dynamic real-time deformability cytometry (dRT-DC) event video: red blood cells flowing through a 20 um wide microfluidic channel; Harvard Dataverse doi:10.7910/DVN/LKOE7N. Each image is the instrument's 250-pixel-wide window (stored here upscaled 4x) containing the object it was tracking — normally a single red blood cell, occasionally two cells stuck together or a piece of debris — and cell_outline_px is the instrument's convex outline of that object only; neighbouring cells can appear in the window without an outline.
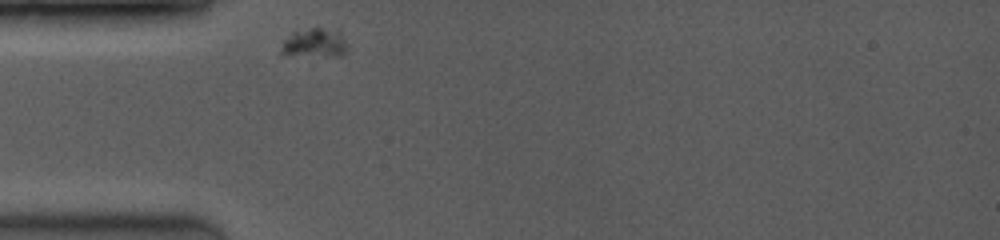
{"species": "common noctule bat (a hibernating species)", "species_latin": "Nyctalus noctula", "temperature_condition": "room temperature", "stored_images_in_passage": 5, "camera_frame_rate_fps": 3500, "um_per_image_px": 0.085, "animal": {"sex": "female", "body_mass_g": 19.0, "forearm_length_mm": 53.3}, "frame": {"image": 1, "passage_image": 1, "time_ms": 0.0, "image_size_px": [1000, 240], "cell_outline_px": [[348, 48], [344, 56], [280, 56], [280, 52], [284, 40], [292, 32], [312, 28], [320, 28], [340, 36], [344, 40]], "centroid_in_image_um": [26.66, 3.73], "position_along_channel_um": 58.3, "area_um2": 11.04}}
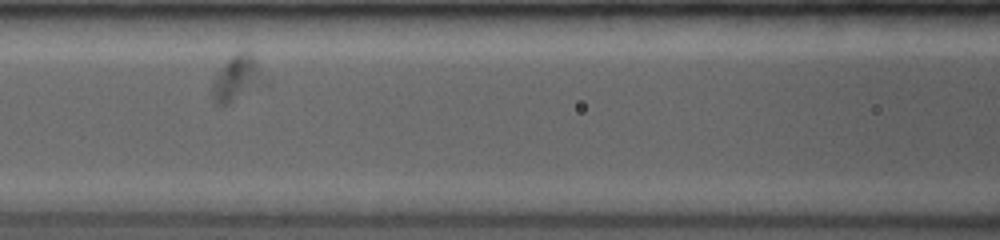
{"frame": {"image": 2, "passage_image": 4, "time_ms": 2.571, "image_size_px": [1000, 240], "cell_outline_px": [[256, 68], [252, 76], [232, 100], [228, 104], [216, 104], [212, 92], [212, 80], [216, 72], [236, 52], [244, 48], [248, 48], [256, 64]], "centroid_in_image_um": [19.8, 6.5], "position_along_channel_um": 146.8, "area_um2": 10.92}}
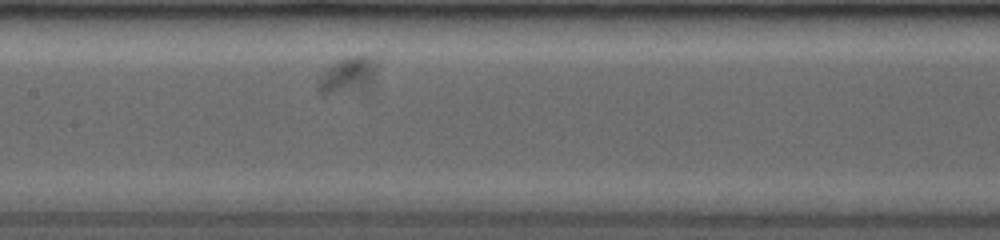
{"frame": {"image": 3, "passage_image": 5, "time_ms": 3.429, "image_size_px": [1000, 240], "cell_outline_px": [[376, 72], [372, 80], [364, 88], [332, 92], [320, 92], [316, 88], [324, 72], [332, 64], [348, 56], [372, 56], [376, 64]], "centroid_in_image_um": [29.59, 6.33], "position_along_channel_um": 177.8, "area_um2": 11.5}}